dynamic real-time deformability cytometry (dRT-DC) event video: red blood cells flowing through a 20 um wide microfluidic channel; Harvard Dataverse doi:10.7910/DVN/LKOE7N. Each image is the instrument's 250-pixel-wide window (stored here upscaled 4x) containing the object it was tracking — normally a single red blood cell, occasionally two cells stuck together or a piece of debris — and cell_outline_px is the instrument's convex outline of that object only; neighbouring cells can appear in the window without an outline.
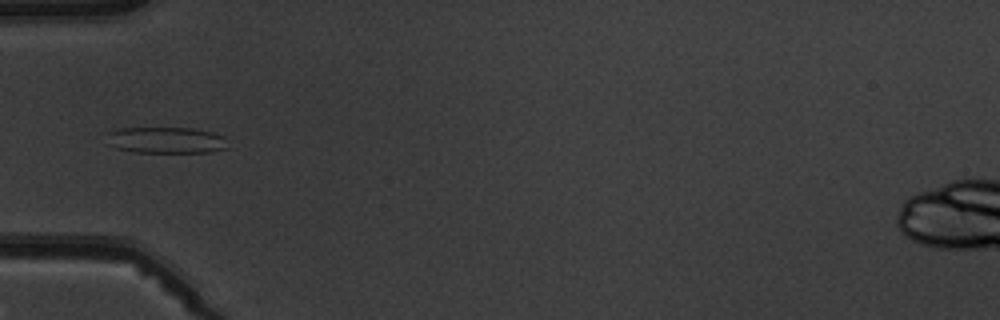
{"species": "common noctule bat (a hibernating species)", "species_latin": "Nyctalus noctula", "temperature_condition": "warm", "stored_images_in_passage": 8, "camera_frame_rate_fps": 3000, "um_per_image_px": 0.085, "animal": {"sex": "male", "body_mass_g": 19.5, "forearm_length_mm": 54.6}, "frame": {"image": 1, "passage_image": 5, "time_ms": 5.667, "image_size_px": [1000, 320], "cell_outline_px": [[228, 148], [208, 152], [132, 152], [116, 148], [104, 144], [108, 132], [120, 128], [192, 128], [212, 132], [224, 136]], "centroid_in_image_um": [14.05, 11.91], "position_along_channel_um": 70.9, "area_um2": 18.79}}
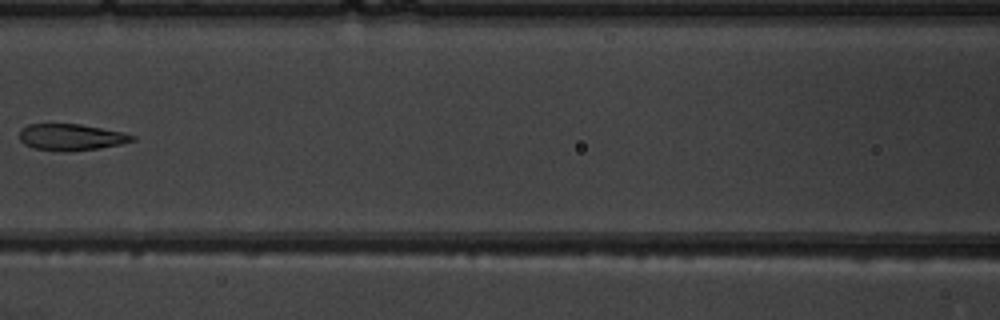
{"frame": {"image": 2, "passage_image": 7, "time_ms": 8.0, "image_size_px": [1000, 320], "cell_outline_px": [[136, 140], [120, 144], [96, 148], [32, 148], [24, 144], [20, 140], [20, 128], [28, 124], [80, 124], [124, 132], [136, 136]], "centroid_in_image_um": [6.06, 11.59], "position_along_channel_um": 160.5, "area_um2": 16.53}}
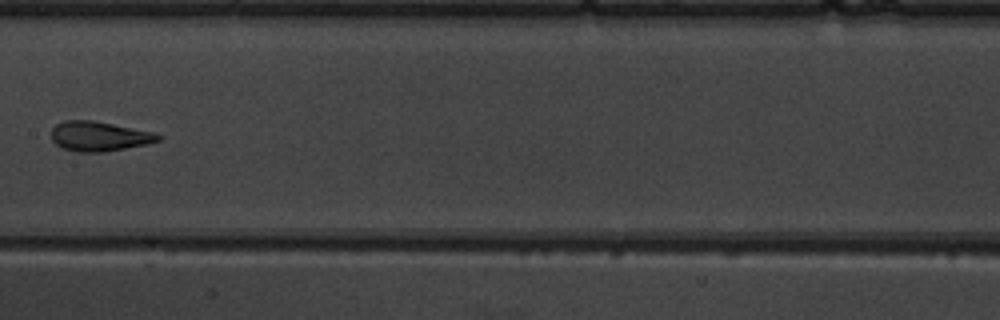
{"frame": {"image": 3, "passage_image": 8, "time_ms": 9.0, "image_size_px": [1000, 320], "cell_outline_px": [[164, 136], [160, 140], [144, 144], [104, 152], [76, 152], [64, 148], [56, 144], [52, 140], [52, 128], [56, 124], [64, 120], [92, 120], [152, 132]], "centroid_in_image_um": [8.4, 11.58], "position_along_channel_um": 199.0, "area_um2": 18.26}}